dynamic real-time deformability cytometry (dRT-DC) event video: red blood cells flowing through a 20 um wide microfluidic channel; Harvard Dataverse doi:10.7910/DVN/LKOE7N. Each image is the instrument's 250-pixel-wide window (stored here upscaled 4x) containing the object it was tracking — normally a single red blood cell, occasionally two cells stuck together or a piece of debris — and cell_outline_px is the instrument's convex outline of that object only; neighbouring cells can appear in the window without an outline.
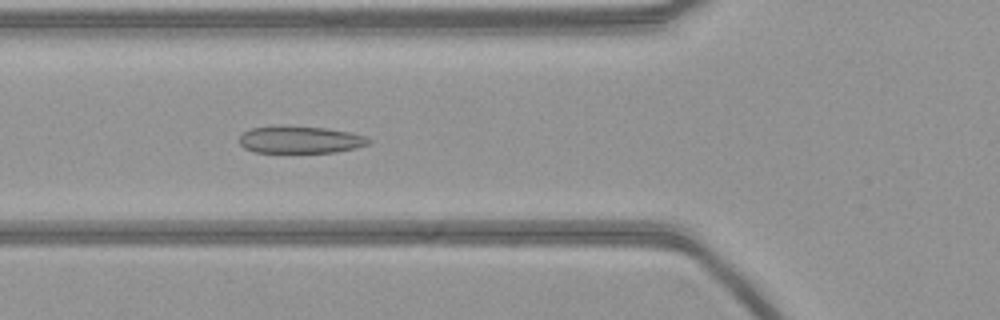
{"species": "common noctule bat (a hibernating species)", "species_latin": "Nyctalus noctula", "temperature_condition": "warm", "stored_images_in_passage": 54, "camera_frame_rate_fps": 3000, "um_per_image_px": 0.085, "animal": {"sex": "female", "body_mass_g": 21.9}, "frame": {"image": 1, "passage_image": 19, "time_ms": 6.0, "image_size_px": [1000, 320], "cell_outline_px": [[372, 140], [368, 144], [356, 148], [332, 152], [256, 152], [244, 148], [240, 144], [240, 136], [244, 132], [252, 128], [324, 128], [348, 132], [364, 136]], "centroid_in_image_um": [25.55, 11.91], "position_along_channel_um": 100.3, "area_um2": 19.48}}
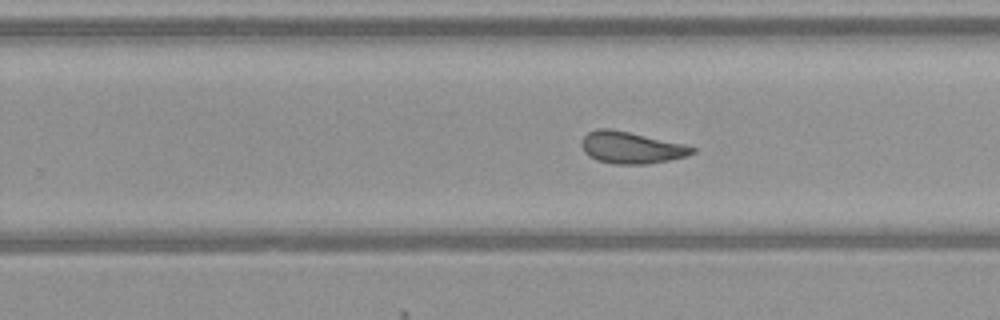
{"frame": {"image": 2, "passage_image": 33, "time_ms": 10.667, "image_size_px": [1000, 320], "cell_outline_px": [[696, 152], [688, 156], [648, 164], [612, 164], [596, 160], [588, 156], [584, 152], [580, 144], [580, 140], [588, 132], [596, 128], [608, 128], [628, 132], [684, 144], [696, 148]], "centroid_in_image_um": [53.61, 12.55], "position_along_channel_um": 276.2, "area_um2": 20.63}}
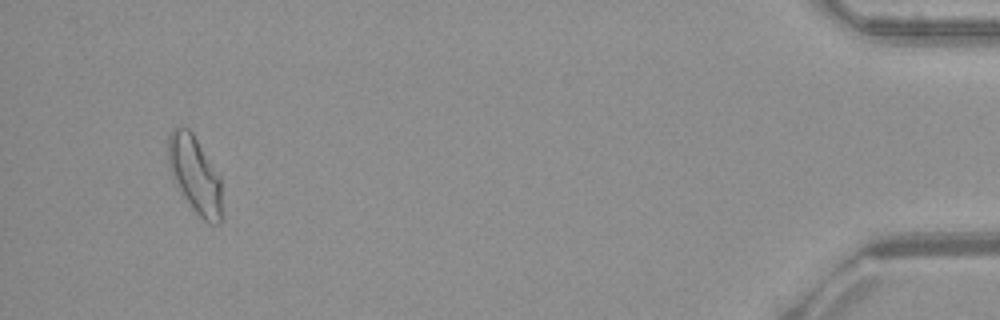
{"frame": {"image": 3, "passage_image": 51, "time_ms": 16.667, "image_size_px": [1000, 320], "cell_outline_px": [[224, 216], [220, 224], [208, 224], [180, 196], [172, 180], [168, 168], [168, 136], [172, 128], [180, 124], [188, 128], [192, 132], [220, 176]], "centroid_in_image_um": [16.56, 14.89], "position_along_channel_um": 418.6, "area_um2": 25.2}}